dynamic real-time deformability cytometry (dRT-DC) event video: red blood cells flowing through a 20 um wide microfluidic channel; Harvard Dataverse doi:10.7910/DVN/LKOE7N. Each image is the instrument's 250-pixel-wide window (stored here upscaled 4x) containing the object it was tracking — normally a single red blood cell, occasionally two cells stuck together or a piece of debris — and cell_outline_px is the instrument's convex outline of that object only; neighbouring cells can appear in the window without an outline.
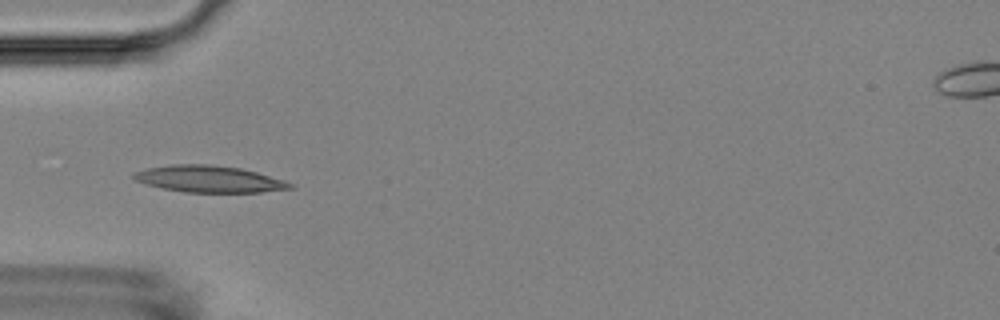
{"species": "Egyptian fruit bat (a non-hibernating species)", "species_latin": "Rousettus aegyptiacus", "temperature_condition": "room temperature", "stored_images_in_passage": 5, "camera_frame_rate_fps": 3000, "um_per_image_px": 0.085, "animal": {"sex": "female"}, "frame": {"image": 1, "passage_image": 5, "time_ms": 4.667, "image_size_px": [1000, 320], "cell_outline_px": [[292, 188], [260, 192], [184, 192], [144, 184], [136, 180], [132, 176], [132, 172], [148, 168], [172, 164], [204, 164], [240, 168], [256, 172], [284, 180], [292, 184]], "centroid_in_image_um": [17.73, 15.21], "position_along_channel_um": 67.3, "area_um2": 24.04}}